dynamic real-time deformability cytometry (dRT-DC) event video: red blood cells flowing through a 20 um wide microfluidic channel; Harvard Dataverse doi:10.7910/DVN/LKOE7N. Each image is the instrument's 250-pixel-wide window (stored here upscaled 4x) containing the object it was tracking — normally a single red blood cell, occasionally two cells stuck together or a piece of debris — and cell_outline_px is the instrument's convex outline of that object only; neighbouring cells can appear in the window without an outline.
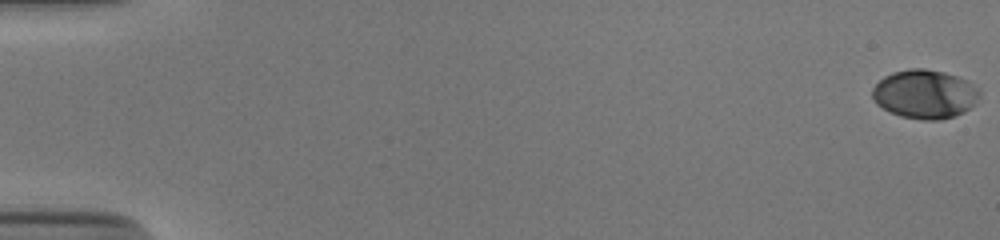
{"species": "human", "species_latin": "Homo sapiens", "temperature_condition": "cold", "stored_images_in_passage": 55, "camera_frame_rate_fps": 3000, "um_per_image_px": 0.085, "donor": {"sex": "male"}, "frame": {"image": 1, "passage_image": 1, "time_ms": 0.0, "image_size_px": [1000, 240], "cell_outline_px": [[980, 96], [976, 104], [964, 112], [956, 116], [940, 120], [924, 120], [900, 116], [876, 104], [872, 96], [872, 88], [884, 76], [892, 72], [908, 68], [924, 68], [944, 72], [960, 76], [968, 80], [980, 88]], "centroid_in_image_um": [78.66, 7.99], "position_along_channel_um": 6.3, "area_um2": 30.98}}
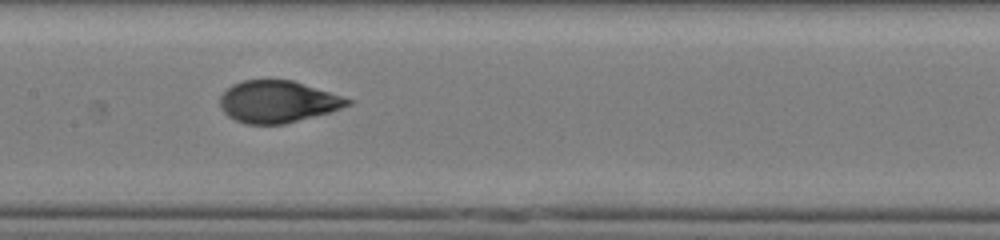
{"frame": {"image": 2, "passage_image": 29, "time_ms": 9.333, "image_size_px": [1000, 240], "cell_outline_px": [[352, 104], [328, 112], [284, 124], [244, 124], [228, 116], [220, 108], [220, 96], [232, 84], [240, 80], [292, 80], [344, 96], [352, 100]], "centroid_in_image_um": [23.59, 8.64], "position_along_channel_um": 183.8, "area_um2": 31.1}}
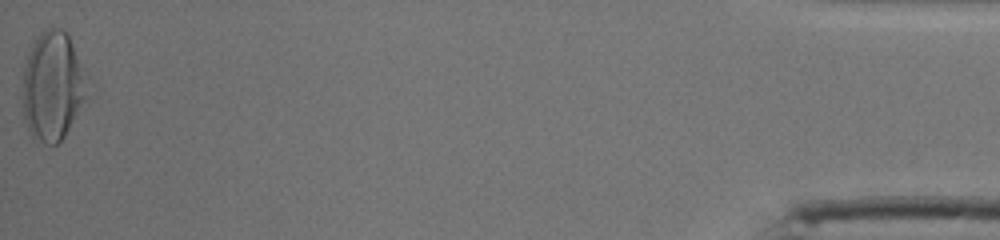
{"frame": {"image": 3, "passage_image": 55, "time_ms": 18.0, "image_size_px": [1000, 240], "cell_outline_px": [[88, 96], [64, 136], [56, 144], [44, 144], [32, 140], [24, 120], [24, 64], [28, 52], [36, 36], [44, 28], [52, 24], [60, 28], [68, 36], [72, 44]], "centroid_in_image_um": [4.41, 7.34], "position_along_channel_um": 430.8, "area_um2": 40.34}, "authors_computed_cell_mechanics": {"area_um2": 31.6166, "velocity_mm_per_s": 3.8734, "shape_relaxation_time_tau1_ms": 6.9395, "shape_relaxation_time_tau2_ms": null, "deformation_change_tau1": 0.2556, "deformation_change_tau2": null}}